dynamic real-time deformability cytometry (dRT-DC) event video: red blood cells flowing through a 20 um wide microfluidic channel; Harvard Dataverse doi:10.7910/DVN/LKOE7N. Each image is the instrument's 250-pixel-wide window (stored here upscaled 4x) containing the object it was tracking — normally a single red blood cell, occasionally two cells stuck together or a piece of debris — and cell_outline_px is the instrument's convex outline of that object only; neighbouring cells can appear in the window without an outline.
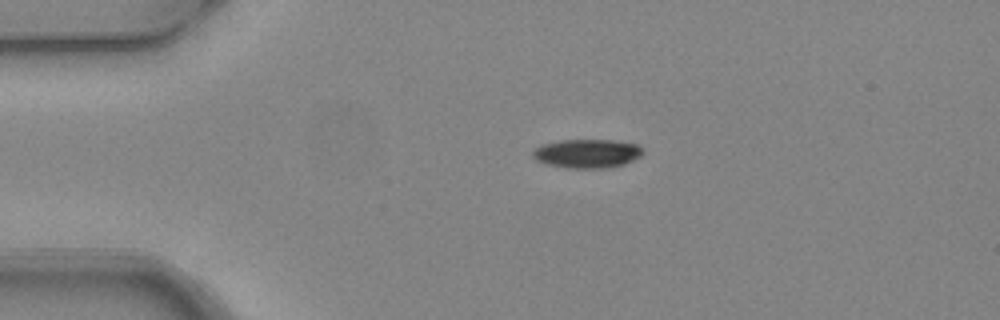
{"species": "common noctule bat (a hibernating species)", "species_latin": "Nyctalus noctula", "temperature_condition": "warm", "stored_images_in_passage": 2, "camera_frame_rate_fps": 3000, "um_per_image_px": 0.085, "animal": {"sex": "female", "body_mass_g": 24.6, "forearm_length_mm": 56.2}, "frame": {"image": 1, "passage_image": 1, "time_ms": 0.0, "image_size_px": [1000, 320], "cell_outline_px": [[644, 152], [640, 156], [624, 164], [612, 168], [564, 168], [548, 164], [536, 160], [532, 156], [532, 152], [540, 144], [560, 140], [612, 140], [636, 144]], "centroid_in_image_um": [49.87, 13.05], "position_along_channel_um": 35.1, "area_um2": 18.55}}